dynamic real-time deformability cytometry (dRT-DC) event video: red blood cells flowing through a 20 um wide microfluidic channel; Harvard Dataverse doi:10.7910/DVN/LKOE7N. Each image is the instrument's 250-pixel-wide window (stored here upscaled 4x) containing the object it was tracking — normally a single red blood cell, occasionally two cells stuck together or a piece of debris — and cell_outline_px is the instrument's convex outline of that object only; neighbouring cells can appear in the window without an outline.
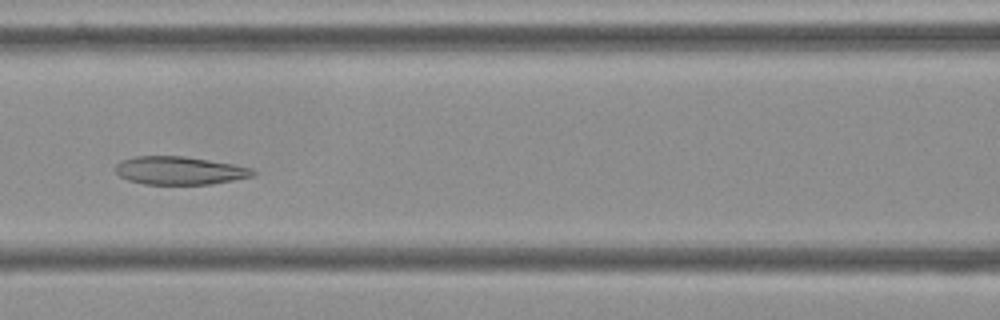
{"species": "Egyptian fruit bat (a non-hibernating species)", "species_latin": "Rousettus aegyptiacus", "temperature_condition": "cold", "stored_images_in_passage": 54, "camera_frame_rate_fps": 3000, "um_per_image_px": 0.085, "frame": {"image": 1, "passage_image": 23, "time_ms": 7.333, "image_size_px": [1000, 320], "cell_outline_px": [[256, 172], [252, 176], [212, 184], [144, 184], [128, 180], [120, 176], [116, 172], [116, 164], [120, 160], [136, 156], [184, 156], [232, 164], [252, 168]], "centroid_in_image_um": [15.23, 14.49], "position_along_channel_um": 151.4, "area_um2": 22.37}}
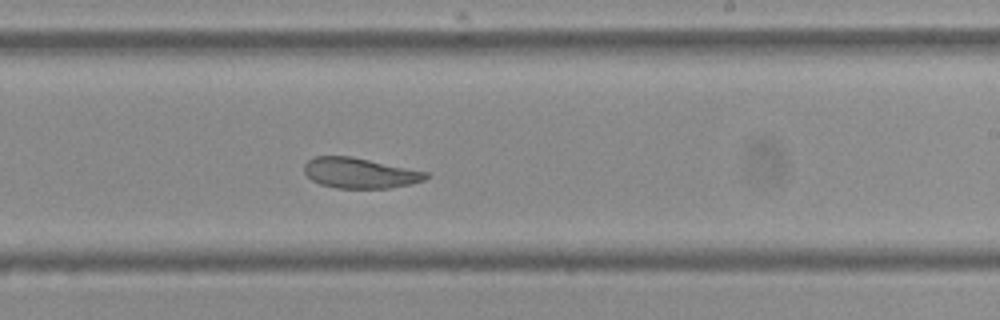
{"frame": {"image": 2, "passage_image": 32, "time_ms": 10.333, "image_size_px": [1000, 320], "cell_outline_px": [[428, 176], [424, 180], [412, 184], [388, 188], [336, 188], [320, 184], [312, 180], [304, 172], [304, 164], [308, 160], [316, 156], [352, 156], [428, 172]], "centroid_in_image_um": [30.58, 14.7], "position_along_channel_um": 258.4, "area_um2": 21.56}}
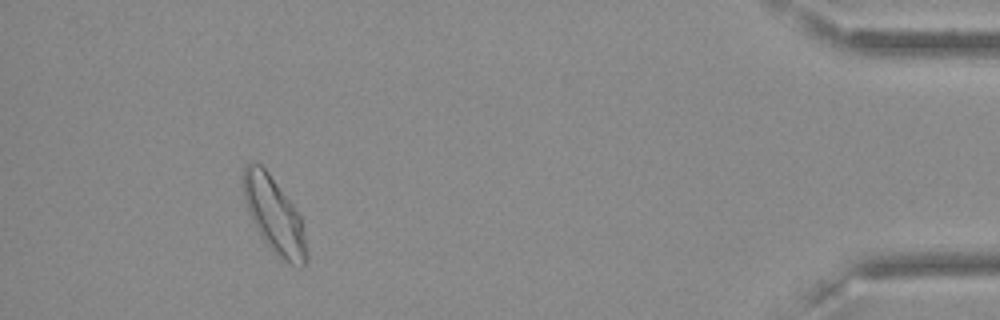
{"frame": {"image": 3, "passage_image": 50, "time_ms": 16.333, "image_size_px": [1000, 320], "cell_outline_px": [[308, 260], [304, 268], [300, 268], [284, 260], [260, 236], [248, 212], [244, 200], [244, 164], [252, 160], [260, 164], [268, 172], [292, 204], [300, 216], [308, 252]], "centroid_in_image_um": [23.32, 18.3], "position_along_channel_um": 411.9, "area_um2": 27.57}, "authors_computed_cell_mechanics": {"area_um2": 24.6517, "velocity_mm_per_s": 3.5815, "shape_relaxation_time_tau1_ms": 8.8817, "shape_relaxation_time_tau2_ms": 3.0841, "deformation_change_tau1": 0.173, "deformation_change_tau2": 0.0928}}